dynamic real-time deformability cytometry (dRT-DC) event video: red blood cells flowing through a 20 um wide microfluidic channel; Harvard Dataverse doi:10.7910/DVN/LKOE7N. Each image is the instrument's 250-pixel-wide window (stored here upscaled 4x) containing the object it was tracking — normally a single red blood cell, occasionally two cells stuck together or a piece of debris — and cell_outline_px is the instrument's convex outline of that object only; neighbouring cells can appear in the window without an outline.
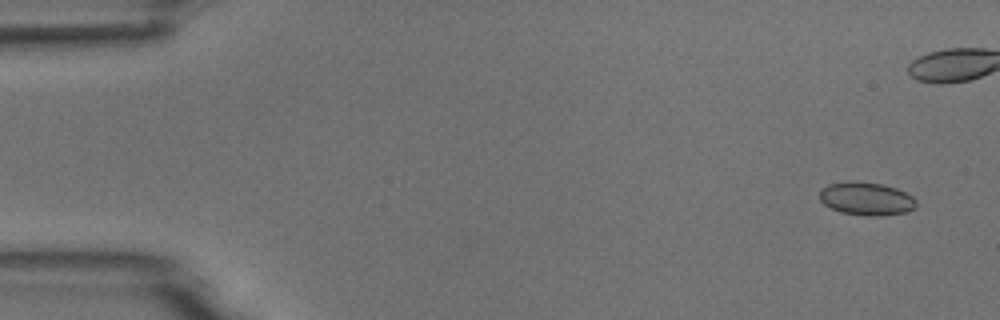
{"species": "common noctule bat (a hibernating species)", "species_latin": "Nyctalus noctula", "temperature_condition": "room temperature", "stored_images_in_passage": 5, "camera_frame_rate_fps": 3000, "um_per_image_px": 0.085, "animal": {"sex": "male", "body_mass_g": 18.8}, "frame": {"image": 1, "passage_image": 1, "time_ms": 0.0, "image_size_px": [1000, 320], "cell_outline_px": [[916, 204], [908, 212], [880, 216], [864, 216], [840, 212], [824, 204], [820, 200], [820, 192], [828, 184], [856, 180], [880, 184], [896, 188], [912, 196], [916, 200]], "centroid_in_image_um": [73.64, 16.9], "position_along_channel_um": 11.4, "area_um2": 18.61}}
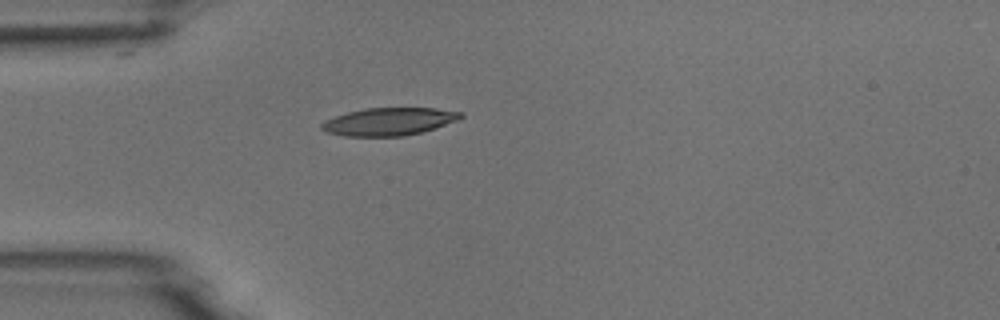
{"frame": {"image": 2, "passage_image": 5, "time_ms": 5.333, "image_size_px": [1000, 320], "cell_outline_px": [[464, 116], [460, 120], [436, 128], [404, 136], [344, 136], [328, 132], [320, 128], [320, 124], [324, 120], [348, 112], [364, 108], [436, 108], [464, 112]], "centroid_in_image_um": [33.11, 10.33], "position_along_channel_um": 51.9, "area_um2": 22.6}}